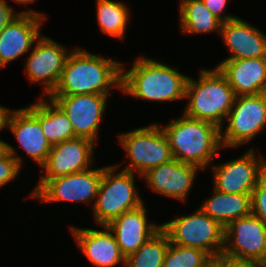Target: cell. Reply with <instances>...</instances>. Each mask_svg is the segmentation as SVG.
I'll use <instances>...</instances> for the list:
<instances>
[{
	"label": "cell",
	"instance_id": "cell-1",
	"mask_svg": "<svg viewBox=\"0 0 266 267\" xmlns=\"http://www.w3.org/2000/svg\"><path fill=\"white\" fill-rule=\"evenodd\" d=\"M122 62L83 48L69 53L60 81L51 95L102 94L121 90Z\"/></svg>",
	"mask_w": 266,
	"mask_h": 267
},
{
	"label": "cell",
	"instance_id": "cell-2",
	"mask_svg": "<svg viewBox=\"0 0 266 267\" xmlns=\"http://www.w3.org/2000/svg\"><path fill=\"white\" fill-rule=\"evenodd\" d=\"M122 63V94L137 99L159 102L185 99L188 75L180 73L178 67L157 61L155 58L138 57L126 71Z\"/></svg>",
	"mask_w": 266,
	"mask_h": 267
},
{
	"label": "cell",
	"instance_id": "cell-3",
	"mask_svg": "<svg viewBox=\"0 0 266 267\" xmlns=\"http://www.w3.org/2000/svg\"><path fill=\"white\" fill-rule=\"evenodd\" d=\"M161 128L168 139L173 158L201 170L208 169L215 156H219L220 148H223L220 128L208 121L193 119L182 113L181 117Z\"/></svg>",
	"mask_w": 266,
	"mask_h": 267
},
{
	"label": "cell",
	"instance_id": "cell-4",
	"mask_svg": "<svg viewBox=\"0 0 266 267\" xmlns=\"http://www.w3.org/2000/svg\"><path fill=\"white\" fill-rule=\"evenodd\" d=\"M235 97L232 87L217 67L212 70L201 69L198 79L188 76L185 88L188 103L183 114L222 128Z\"/></svg>",
	"mask_w": 266,
	"mask_h": 267
},
{
	"label": "cell",
	"instance_id": "cell-5",
	"mask_svg": "<svg viewBox=\"0 0 266 267\" xmlns=\"http://www.w3.org/2000/svg\"><path fill=\"white\" fill-rule=\"evenodd\" d=\"M119 166L122 165L117 163L103 167L96 201L92 208L93 218L99 226L108 225L121 214L144 203L136 188V173L119 171Z\"/></svg>",
	"mask_w": 266,
	"mask_h": 267
},
{
	"label": "cell",
	"instance_id": "cell-6",
	"mask_svg": "<svg viewBox=\"0 0 266 267\" xmlns=\"http://www.w3.org/2000/svg\"><path fill=\"white\" fill-rule=\"evenodd\" d=\"M170 243L198 248L220 261L224 249V228L200 208L161 224Z\"/></svg>",
	"mask_w": 266,
	"mask_h": 267
},
{
	"label": "cell",
	"instance_id": "cell-7",
	"mask_svg": "<svg viewBox=\"0 0 266 267\" xmlns=\"http://www.w3.org/2000/svg\"><path fill=\"white\" fill-rule=\"evenodd\" d=\"M118 139L131 161L122 170L136 173L141 178L148 170L174 159L168 139L158 123L120 133Z\"/></svg>",
	"mask_w": 266,
	"mask_h": 267
},
{
	"label": "cell",
	"instance_id": "cell-8",
	"mask_svg": "<svg viewBox=\"0 0 266 267\" xmlns=\"http://www.w3.org/2000/svg\"><path fill=\"white\" fill-rule=\"evenodd\" d=\"M220 261L266 265V224L252 213L224 228V249Z\"/></svg>",
	"mask_w": 266,
	"mask_h": 267
},
{
	"label": "cell",
	"instance_id": "cell-9",
	"mask_svg": "<svg viewBox=\"0 0 266 267\" xmlns=\"http://www.w3.org/2000/svg\"><path fill=\"white\" fill-rule=\"evenodd\" d=\"M220 128L223 148L248 144L266 129V93L235 97L227 118Z\"/></svg>",
	"mask_w": 266,
	"mask_h": 267
},
{
	"label": "cell",
	"instance_id": "cell-10",
	"mask_svg": "<svg viewBox=\"0 0 266 267\" xmlns=\"http://www.w3.org/2000/svg\"><path fill=\"white\" fill-rule=\"evenodd\" d=\"M102 174L103 167L96 169L91 167L85 171L66 176L40 178L29 196L41 201V203L60 201L92 203L93 208Z\"/></svg>",
	"mask_w": 266,
	"mask_h": 267
},
{
	"label": "cell",
	"instance_id": "cell-11",
	"mask_svg": "<svg viewBox=\"0 0 266 267\" xmlns=\"http://www.w3.org/2000/svg\"><path fill=\"white\" fill-rule=\"evenodd\" d=\"M52 38L41 35L32 47L24 63L25 75L31 84L40 83L43 96L49 97L57 87L64 64L72 51Z\"/></svg>",
	"mask_w": 266,
	"mask_h": 267
},
{
	"label": "cell",
	"instance_id": "cell-12",
	"mask_svg": "<svg viewBox=\"0 0 266 267\" xmlns=\"http://www.w3.org/2000/svg\"><path fill=\"white\" fill-rule=\"evenodd\" d=\"M260 156L258 158L255 148L251 147L239 158L211 165L212 188L229 194H252L266 173V157Z\"/></svg>",
	"mask_w": 266,
	"mask_h": 267
},
{
	"label": "cell",
	"instance_id": "cell-13",
	"mask_svg": "<svg viewBox=\"0 0 266 267\" xmlns=\"http://www.w3.org/2000/svg\"><path fill=\"white\" fill-rule=\"evenodd\" d=\"M68 116L76 137L90 139L97 143L102 117L107 108V95H50L49 96Z\"/></svg>",
	"mask_w": 266,
	"mask_h": 267
},
{
	"label": "cell",
	"instance_id": "cell-14",
	"mask_svg": "<svg viewBox=\"0 0 266 267\" xmlns=\"http://www.w3.org/2000/svg\"><path fill=\"white\" fill-rule=\"evenodd\" d=\"M95 145L98 144L83 137L53 145L46 162L41 166L40 178H56L91 168L95 164Z\"/></svg>",
	"mask_w": 266,
	"mask_h": 267
},
{
	"label": "cell",
	"instance_id": "cell-15",
	"mask_svg": "<svg viewBox=\"0 0 266 267\" xmlns=\"http://www.w3.org/2000/svg\"><path fill=\"white\" fill-rule=\"evenodd\" d=\"M200 168L173 159L142 175L152 192L185 202Z\"/></svg>",
	"mask_w": 266,
	"mask_h": 267
},
{
	"label": "cell",
	"instance_id": "cell-16",
	"mask_svg": "<svg viewBox=\"0 0 266 267\" xmlns=\"http://www.w3.org/2000/svg\"><path fill=\"white\" fill-rule=\"evenodd\" d=\"M45 19L34 14H19L0 33V70L30 52L42 35Z\"/></svg>",
	"mask_w": 266,
	"mask_h": 267
},
{
	"label": "cell",
	"instance_id": "cell-17",
	"mask_svg": "<svg viewBox=\"0 0 266 267\" xmlns=\"http://www.w3.org/2000/svg\"><path fill=\"white\" fill-rule=\"evenodd\" d=\"M69 226L79 250L94 267H115L121 264L124 267L125 257L107 225L102 226L103 230Z\"/></svg>",
	"mask_w": 266,
	"mask_h": 267
},
{
	"label": "cell",
	"instance_id": "cell-18",
	"mask_svg": "<svg viewBox=\"0 0 266 267\" xmlns=\"http://www.w3.org/2000/svg\"><path fill=\"white\" fill-rule=\"evenodd\" d=\"M145 202L113 219L107 227L113 232L121 253L126 258L135 253L160 228L161 223L150 222Z\"/></svg>",
	"mask_w": 266,
	"mask_h": 267
},
{
	"label": "cell",
	"instance_id": "cell-19",
	"mask_svg": "<svg viewBox=\"0 0 266 267\" xmlns=\"http://www.w3.org/2000/svg\"><path fill=\"white\" fill-rule=\"evenodd\" d=\"M5 128L10 129L22 150L42 166L51 150V145L41 129L39 120L26 108L9 109Z\"/></svg>",
	"mask_w": 266,
	"mask_h": 267
},
{
	"label": "cell",
	"instance_id": "cell-20",
	"mask_svg": "<svg viewBox=\"0 0 266 267\" xmlns=\"http://www.w3.org/2000/svg\"><path fill=\"white\" fill-rule=\"evenodd\" d=\"M216 67L236 97L266 93V57L222 60Z\"/></svg>",
	"mask_w": 266,
	"mask_h": 267
},
{
	"label": "cell",
	"instance_id": "cell-21",
	"mask_svg": "<svg viewBox=\"0 0 266 267\" xmlns=\"http://www.w3.org/2000/svg\"><path fill=\"white\" fill-rule=\"evenodd\" d=\"M219 34L230 53L224 60L266 57V34L239 17L223 22Z\"/></svg>",
	"mask_w": 266,
	"mask_h": 267
},
{
	"label": "cell",
	"instance_id": "cell-22",
	"mask_svg": "<svg viewBox=\"0 0 266 267\" xmlns=\"http://www.w3.org/2000/svg\"><path fill=\"white\" fill-rule=\"evenodd\" d=\"M26 108L39 120L51 146L76 137L68 116L50 97L41 96Z\"/></svg>",
	"mask_w": 266,
	"mask_h": 267
},
{
	"label": "cell",
	"instance_id": "cell-23",
	"mask_svg": "<svg viewBox=\"0 0 266 267\" xmlns=\"http://www.w3.org/2000/svg\"><path fill=\"white\" fill-rule=\"evenodd\" d=\"M211 197L203 201L200 208L223 228L238 218L251 214L252 194H229L212 189Z\"/></svg>",
	"mask_w": 266,
	"mask_h": 267
},
{
	"label": "cell",
	"instance_id": "cell-24",
	"mask_svg": "<svg viewBox=\"0 0 266 267\" xmlns=\"http://www.w3.org/2000/svg\"><path fill=\"white\" fill-rule=\"evenodd\" d=\"M180 31L185 35L220 33L222 21L214 16L205 6L203 0H180Z\"/></svg>",
	"mask_w": 266,
	"mask_h": 267
},
{
	"label": "cell",
	"instance_id": "cell-25",
	"mask_svg": "<svg viewBox=\"0 0 266 267\" xmlns=\"http://www.w3.org/2000/svg\"><path fill=\"white\" fill-rule=\"evenodd\" d=\"M126 2L114 0H96L97 24L103 34L124 40L128 26L130 8Z\"/></svg>",
	"mask_w": 266,
	"mask_h": 267
},
{
	"label": "cell",
	"instance_id": "cell-26",
	"mask_svg": "<svg viewBox=\"0 0 266 267\" xmlns=\"http://www.w3.org/2000/svg\"><path fill=\"white\" fill-rule=\"evenodd\" d=\"M170 240L160 228L135 253L125 258L124 267H163Z\"/></svg>",
	"mask_w": 266,
	"mask_h": 267
},
{
	"label": "cell",
	"instance_id": "cell-27",
	"mask_svg": "<svg viewBox=\"0 0 266 267\" xmlns=\"http://www.w3.org/2000/svg\"><path fill=\"white\" fill-rule=\"evenodd\" d=\"M218 264L201 249L170 243L163 267H217Z\"/></svg>",
	"mask_w": 266,
	"mask_h": 267
},
{
	"label": "cell",
	"instance_id": "cell-28",
	"mask_svg": "<svg viewBox=\"0 0 266 267\" xmlns=\"http://www.w3.org/2000/svg\"><path fill=\"white\" fill-rule=\"evenodd\" d=\"M16 150L8 143V153L0 158V188L15 180L21 173L23 159Z\"/></svg>",
	"mask_w": 266,
	"mask_h": 267
},
{
	"label": "cell",
	"instance_id": "cell-29",
	"mask_svg": "<svg viewBox=\"0 0 266 267\" xmlns=\"http://www.w3.org/2000/svg\"><path fill=\"white\" fill-rule=\"evenodd\" d=\"M251 213L266 224V173L260 178L251 195Z\"/></svg>",
	"mask_w": 266,
	"mask_h": 267
},
{
	"label": "cell",
	"instance_id": "cell-30",
	"mask_svg": "<svg viewBox=\"0 0 266 267\" xmlns=\"http://www.w3.org/2000/svg\"><path fill=\"white\" fill-rule=\"evenodd\" d=\"M15 9H13L10 5H8L7 0H0V33L4 29V27L10 23L17 15L19 14H34L36 16H39L43 19H47V16L45 13L38 12L36 10H24L17 12Z\"/></svg>",
	"mask_w": 266,
	"mask_h": 267
},
{
	"label": "cell",
	"instance_id": "cell-31",
	"mask_svg": "<svg viewBox=\"0 0 266 267\" xmlns=\"http://www.w3.org/2000/svg\"><path fill=\"white\" fill-rule=\"evenodd\" d=\"M228 1L229 0H203L208 10L222 22H227L237 18L235 15L223 13L225 12V8L229 3Z\"/></svg>",
	"mask_w": 266,
	"mask_h": 267
},
{
	"label": "cell",
	"instance_id": "cell-32",
	"mask_svg": "<svg viewBox=\"0 0 266 267\" xmlns=\"http://www.w3.org/2000/svg\"><path fill=\"white\" fill-rule=\"evenodd\" d=\"M219 267H266V265L261 264H234L224 261H219Z\"/></svg>",
	"mask_w": 266,
	"mask_h": 267
},
{
	"label": "cell",
	"instance_id": "cell-33",
	"mask_svg": "<svg viewBox=\"0 0 266 267\" xmlns=\"http://www.w3.org/2000/svg\"><path fill=\"white\" fill-rule=\"evenodd\" d=\"M9 108L4 107L3 105H0V131L6 129L5 128V122H6V117L8 114Z\"/></svg>",
	"mask_w": 266,
	"mask_h": 267
},
{
	"label": "cell",
	"instance_id": "cell-34",
	"mask_svg": "<svg viewBox=\"0 0 266 267\" xmlns=\"http://www.w3.org/2000/svg\"><path fill=\"white\" fill-rule=\"evenodd\" d=\"M8 153V143L0 139V158Z\"/></svg>",
	"mask_w": 266,
	"mask_h": 267
},
{
	"label": "cell",
	"instance_id": "cell-35",
	"mask_svg": "<svg viewBox=\"0 0 266 267\" xmlns=\"http://www.w3.org/2000/svg\"><path fill=\"white\" fill-rule=\"evenodd\" d=\"M37 0H13V2H16L18 4H22V5H27V4H30V3H34L36 2Z\"/></svg>",
	"mask_w": 266,
	"mask_h": 267
}]
</instances>
